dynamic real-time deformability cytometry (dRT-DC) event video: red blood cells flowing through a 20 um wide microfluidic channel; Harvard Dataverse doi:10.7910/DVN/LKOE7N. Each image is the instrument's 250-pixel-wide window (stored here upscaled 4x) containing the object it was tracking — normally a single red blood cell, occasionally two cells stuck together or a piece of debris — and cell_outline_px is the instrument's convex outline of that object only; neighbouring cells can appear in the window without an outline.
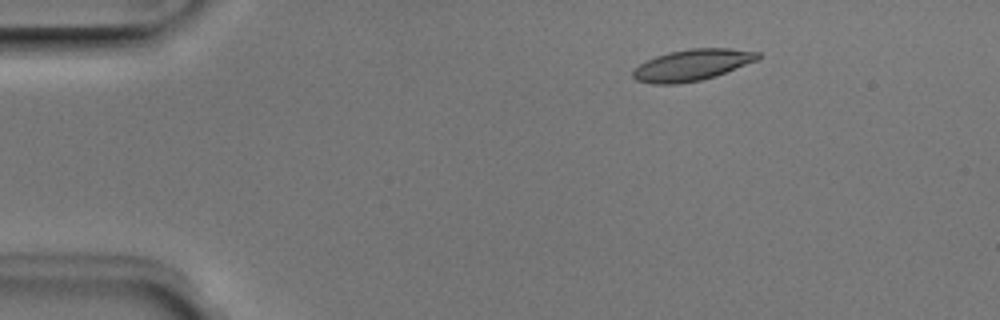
{"species": "Egyptian fruit bat (a non-hibernating species)", "species_latin": "Rousettus aegyptiacus", "temperature_condition": "room temperature", "stored_images_in_passage": 3, "camera_frame_rate_fps": 3000, "um_per_image_px": 0.085, "animal": {"sex": "male"}, "frame": {"image": 1, "passage_image": 2, "time_ms": 0.333, "image_size_px": [1000, 320], "cell_outline_px": [[760, 56], [756, 60], [716, 76], [700, 80], [676, 84], [652, 84], [636, 80], [632, 76], [632, 72], [640, 64], [656, 56], [668, 52], [688, 48], [728, 48], [760, 52]], "centroid_in_image_um": [58.81, 5.52], "position_along_channel_um": 26.2, "area_um2": 22.66}}